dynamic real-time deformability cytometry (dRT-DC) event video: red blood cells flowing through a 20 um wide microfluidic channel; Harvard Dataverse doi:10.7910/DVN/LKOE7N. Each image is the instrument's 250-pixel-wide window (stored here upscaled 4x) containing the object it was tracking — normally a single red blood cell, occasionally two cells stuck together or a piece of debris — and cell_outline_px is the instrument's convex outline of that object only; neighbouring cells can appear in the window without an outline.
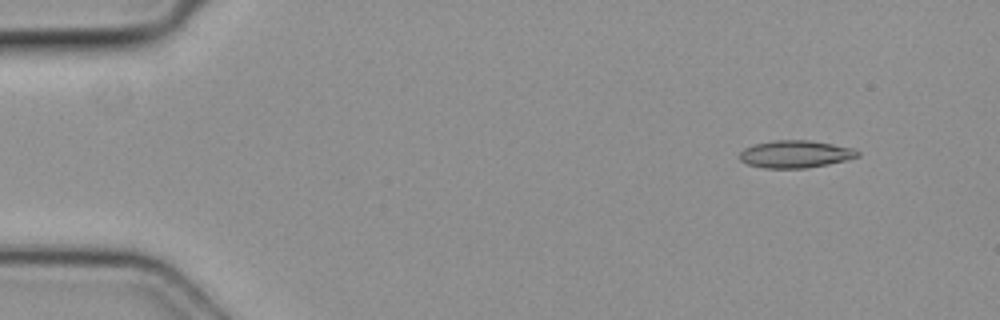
{"species": "common noctule bat (a hibernating species)", "species_latin": "Nyctalus noctula", "temperature_condition": "cold", "stored_images_in_passage": 4, "camera_frame_rate_fps": 3000, "um_per_image_px": 0.085, "animal": {"sex": "female", "body_mass_g": 19.3, "forearm_length_mm": 54.1}, "frame": {"image": 1, "passage_image": 1, "time_ms": 0.0, "image_size_px": [1000, 320], "cell_outline_px": [[860, 156], [828, 164], [804, 168], [764, 168], [748, 164], [740, 160], [740, 152], [744, 148], [756, 144], [772, 140], [808, 140], [856, 148], [860, 152]], "centroid_in_image_um": [67.62, 13.09], "position_along_channel_um": 17.4, "area_um2": 18.79}}